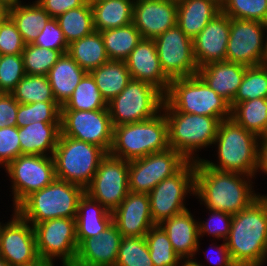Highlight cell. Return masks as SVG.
<instances>
[{
    "instance_id": "1",
    "label": "cell",
    "mask_w": 267,
    "mask_h": 266,
    "mask_svg": "<svg viewBox=\"0 0 267 266\" xmlns=\"http://www.w3.org/2000/svg\"><path fill=\"white\" fill-rule=\"evenodd\" d=\"M253 179L255 180L254 176L219 171L197 161L194 196L206 209L234 215L247 208L261 195L254 190Z\"/></svg>"
},
{
    "instance_id": "2",
    "label": "cell",
    "mask_w": 267,
    "mask_h": 266,
    "mask_svg": "<svg viewBox=\"0 0 267 266\" xmlns=\"http://www.w3.org/2000/svg\"><path fill=\"white\" fill-rule=\"evenodd\" d=\"M226 244L236 266L267 263V194L233 215Z\"/></svg>"
},
{
    "instance_id": "3",
    "label": "cell",
    "mask_w": 267,
    "mask_h": 266,
    "mask_svg": "<svg viewBox=\"0 0 267 266\" xmlns=\"http://www.w3.org/2000/svg\"><path fill=\"white\" fill-rule=\"evenodd\" d=\"M259 137L244 129L232 118L221 120L213 142L218 160L202 158V162L213 169L237 172L254 176L257 166V146Z\"/></svg>"
},
{
    "instance_id": "4",
    "label": "cell",
    "mask_w": 267,
    "mask_h": 266,
    "mask_svg": "<svg viewBox=\"0 0 267 266\" xmlns=\"http://www.w3.org/2000/svg\"><path fill=\"white\" fill-rule=\"evenodd\" d=\"M161 110L168 123L169 148L187 161H201L198 152L213 145L221 121L212 116L176 112L165 102Z\"/></svg>"
},
{
    "instance_id": "5",
    "label": "cell",
    "mask_w": 267,
    "mask_h": 266,
    "mask_svg": "<svg viewBox=\"0 0 267 266\" xmlns=\"http://www.w3.org/2000/svg\"><path fill=\"white\" fill-rule=\"evenodd\" d=\"M168 148V123L161 110L150 119L114 126L109 154L131 161Z\"/></svg>"
},
{
    "instance_id": "6",
    "label": "cell",
    "mask_w": 267,
    "mask_h": 266,
    "mask_svg": "<svg viewBox=\"0 0 267 266\" xmlns=\"http://www.w3.org/2000/svg\"><path fill=\"white\" fill-rule=\"evenodd\" d=\"M84 192L81 186L55 179L27 196L15 211L32 225L54 218H75Z\"/></svg>"
},
{
    "instance_id": "7",
    "label": "cell",
    "mask_w": 267,
    "mask_h": 266,
    "mask_svg": "<svg viewBox=\"0 0 267 266\" xmlns=\"http://www.w3.org/2000/svg\"><path fill=\"white\" fill-rule=\"evenodd\" d=\"M164 102L176 112L212 116L220 121L231 118L230 104L198 74L171 79Z\"/></svg>"
},
{
    "instance_id": "8",
    "label": "cell",
    "mask_w": 267,
    "mask_h": 266,
    "mask_svg": "<svg viewBox=\"0 0 267 266\" xmlns=\"http://www.w3.org/2000/svg\"><path fill=\"white\" fill-rule=\"evenodd\" d=\"M106 155L101 147L60 133L52 155L56 179L76 184L85 190Z\"/></svg>"
},
{
    "instance_id": "9",
    "label": "cell",
    "mask_w": 267,
    "mask_h": 266,
    "mask_svg": "<svg viewBox=\"0 0 267 266\" xmlns=\"http://www.w3.org/2000/svg\"><path fill=\"white\" fill-rule=\"evenodd\" d=\"M163 102L164 94L155 86L132 79L107 103L112 126L150 119L161 111Z\"/></svg>"
},
{
    "instance_id": "10",
    "label": "cell",
    "mask_w": 267,
    "mask_h": 266,
    "mask_svg": "<svg viewBox=\"0 0 267 266\" xmlns=\"http://www.w3.org/2000/svg\"><path fill=\"white\" fill-rule=\"evenodd\" d=\"M194 191L195 162L188 161L177 173L162 180L149 192L153 222L160 224L188 210L186 197L194 196Z\"/></svg>"
},
{
    "instance_id": "11",
    "label": "cell",
    "mask_w": 267,
    "mask_h": 266,
    "mask_svg": "<svg viewBox=\"0 0 267 266\" xmlns=\"http://www.w3.org/2000/svg\"><path fill=\"white\" fill-rule=\"evenodd\" d=\"M4 171L11 182L13 209L31 193L41 190L56 179L52 156L19 155Z\"/></svg>"
},
{
    "instance_id": "12",
    "label": "cell",
    "mask_w": 267,
    "mask_h": 266,
    "mask_svg": "<svg viewBox=\"0 0 267 266\" xmlns=\"http://www.w3.org/2000/svg\"><path fill=\"white\" fill-rule=\"evenodd\" d=\"M39 257L61 266L74 264L78 243L75 218H54L32 225Z\"/></svg>"
},
{
    "instance_id": "13",
    "label": "cell",
    "mask_w": 267,
    "mask_h": 266,
    "mask_svg": "<svg viewBox=\"0 0 267 266\" xmlns=\"http://www.w3.org/2000/svg\"><path fill=\"white\" fill-rule=\"evenodd\" d=\"M61 134L101 147L107 154L113 143V126L108 108L61 110Z\"/></svg>"
},
{
    "instance_id": "14",
    "label": "cell",
    "mask_w": 267,
    "mask_h": 266,
    "mask_svg": "<svg viewBox=\"0 0 267 266\" xmlns=\"http://www.w3.org/2000/svg\"><path fill=\"white\" fill-rule=\"evenodd\" d=\"M266 32V34H265ZM267 24L230 18L225 61L245 66L265 64Z\"/></svg>"
},
{
    "instance_id": "15",
    "label": "cell",
    "mask_w": 267,
    "mask_h": 266,
    "mask_svg": "<svg viewBox=\"0 0 267 266\" xmlns=\"http://www.w3.org/2000/svg\"><path fill=\"white\" fill-rule=\"evenodd\" d=\"M187 162L172 148L129 161V192L149 194L158 183L173 176Z\"/></svg>"
},
{
    "instance_id": "16",
    "label": "cell",
    "mask_w": 267,
    "mask_h": 266,
    "mask_svg": "<svg viewBox=\"0 0 267 266\" xmlns=\"http://www.w3.org/2000/svg\"><path fill=\"white\" fill-rule=\"evenodd\" d=\"M128 172L129 161L108 153L100 161L85 193L113 212L129 193Z\"/></svg>"
},
{
    "instance_id": "17",
    "label": "cell",
    "mask_w": 267,
    "mask_h": 266,
    "mask_svg": "<svg viewBox=\"0 0 267 266\" xmlns=\"http://www.w3.org/2000/svg\"><path fill=\"white\" fill-rule=\"evenodd\" d=\"M153 40L161 67L170 79L198 74L193 40L177 24Z\"/></svg>"
},
{
    "instance_id": "18",
    "label": "cell",
    "mask_w": 267,
    "mask_h": 266,
    "mask_svg": "<svg viewBox=\"0 0 267 266\" xmlns=\"http://www.w3.org/2000/svg\"><path fill=\"white\" fill-rule=\"evenodd\" d=\"M12 218L2 226L0 257L11 266L31 263L39 258L32 224L13 209Z\"/></svg>"
},
{
    "instance_id": "19",
    "label": "cell",
    "mask_w": 267,
    "mask_h": 266,
    "mask_svg": "<svg viewBox=\"0 0 267 266\" xmlns=\"http://www.w3.org/2000/svg\"><path fill=\"white\" fill-rule=\"evenodd\" d=\"M132 22L143 39H154L177 24V0H134Z\"/></svg>"
},
{
    "instance_id": "20",
    "label": "cell",
    "mask_w": 267,
    "mask_h": 266,
    "mask_svg": "<svg viewBox=\"0 0 267 266\" xmlns=\"http://www.w3.org/2000/svg\"><path fill=\"white\" fill-rule=\"evenodd\" d=\"M112 217L122 237H144L156 225L152 220L148 194L129 192L112 212Z\"/></svg>"
},
{
    "instance_id": "21",
    "label": "cell",
    "mask_w": 267,
    "mask_h": 266,
    "mask_svg": "<svg viewBox=\"0 0 267 266\" xmlns=\"http://www.w3.org/2000/svg\"><path fill=\"white\" fill-rule=\"evenodd\" d=\"M230 33V17L219 13L193 39L198 68L212 62L225 61Z\"/></svg>"
},
{
    "instance_id": "22",
    "label": "cell",
    "mask_w": 267,
    "mask_h": 266,
    "mask_svg": "<svg viewBox=\"0 0 267 266\" xmlns=\"http://www.w3.org/2000/svg\"><path fill=\"white\" fill-rule=\"evenodd\" d=\"M132 79L152 84L163 94L171 79L164 73L153 39H141L125 60Z\"/></svg>"
},
{
    "instance_id": "23",
    "label": "cell",
    "mask_w": 267,
    "mask_h": 266,
    "mask_svg": "<svg viewBox=\"0 0 267 266\" xmlns=\"http://www.w3.org/2000/svg\"><path fill=\"white\" fill-rule=\"evenodd\" d=\"M122 235L112 222L101 234L84 239L72 266H115Z\"/></svg>"
},
{
    "instance_id": "24",
    "label": "cell",
    "mask_w": 267,
    "mask_h": 266,
    "mask_svg": "<svg viewBox=\"0 0 267 266\" xmlns=\"http://www.w3.org/2000/svg\"><path fill=\"white\" fill-rule=\"evenodd\" d=\"M198 221L199 218L194 219V215L188 209L159 224L182 260H193L200 252Z\"/></svg>"
},
{
    "instance_id": "25",
    "label": "cell",
    "mask_w": 267,
    "mask_h": 266,
    "mask_svg": "<svg viewBox=\"0 0 267 266\" xmlns=\"http://www.w3.org/2000/svg\"><path fill=\"white\" fill-rule=\"evenodd\" d=\"M247 67L227 61L212 62L199 68L198 75L211 89L231 104Z\"/></svg>"
},
{
    "instance_id": "26",
    "label": "cell",
    "mask_w": 267,
    "mask_h": 266,
    "mask_svg": "<svg viewBox=\"0 0 267 266\" xmlns=\"http://www.w3.org/2000/svg\"><path fill=\"white\" fill-rule=\"evenodd\" d=\"M219 13V0H177V25L192 40Z\"/></svg>"
},
{
    "instance_id": "27",
    "label": "cell",
    "mask_w": 267,
    "mask_h": 266,
    "mask_svg": "<svg viewBox=\"0 0 267 266\" xmlns=\"http://www.w3.org/2000/svg\"><path fill=\"white\" fill-rule=\"evenodd\" d=\"M60 133V123L33 122L18 127L22 155L52 156Z\"/></svg>"
},
{
    "instance_id": "28",
    "label": "cell",
    "mask_w": 267,
    "mask_h": 266,
    "mask_svg": "<svg viewBox=\"0 0 267 266\" xmlns=\"http://www.w3.org/2000/svg\"><path fill=\"white\" fill-rule=\"evenodd\" d=\"M75 221L79 245L84 239L101 234L113 222V217L112 212L84 192L78 201Z\"/></svg>"
},
{
    "instance_id": "29",
    "label": "cell",
    "mask_w": 267,
    "mask_h": 266,
    "mask_svg": "<svg viewBox=\"0 0 267 266\" xmlns=\"http://www.w3.org/2000/svg\"><path fill=\"white\" fill-rule=\"evenodd\" d=\"M87 72L68 54H62L47 77L52 87L55 101L63 106Z\"/></svg>"
},
{
    "instance_id": "30",
    "label": "cell",
    "mask_w": 267,
    "mask_h": 266,
    "mask_svg": "<svg viewBox=\"0 0 267 266\" xmlns=\"http://www.w3.org/2000/svg\"><path fill=\"white\" fill-rule=\"evenodd\" d=\"M134 0H104L92 5L95 31L114 29L132 23Z\"/></svg>"
},
{
    "instance_id": "31",
    "label": "cell",
    "mask_w": 267,
    "mask_h": 266,
    "mask_svg": "<svg viewBox=\"0 0 267 266\" xmlns=\"http://www.w3.org/2000/svg\"><path fill=\"white\" fill-rule=\"evenodd\" d=\"M7 15L15 23L26 45L34 43L40 31L51 18L36 1L27 4L25 1V3L8 10Z\"/></svg>"
},
{
    "instance_id": "32",
    "label": "cell",
    "mask_w": 267,
    "mask_h": 266,
    "mask_svg": "<svg viewBox=\"0 0 267 266\" xmlns=\"http://www.w3.org/2000/svg\"><path fill=\"white\" fill-rule=\"evenodd\" d=\"M90 74L95 79L96 85L107 103L120 94L132 80L125 61L109 60L93 69Z\"/></svg>"
},
{
    "instance_id": "33",
    "label": "cell",
    "mask_w": 267,
    "mask_h": 266,
    "mask_svg": "<svg viewBox=\"0 0 267 266\" xmlns=\"http://www.w3.org/2000/svg\"><path fill=\"white\" fill-rule=\"evenodd\" d=\"M67 53L88 73L109 61L102 35L95 30L70 43Z\"/></svg>"
},
{
    "instance_id": "34",
    "label": "cell",
    "mask_w": 267,
    "mask_h": 266,
    "mask_svg": "<svg viewBox=\"0 0 267 266\" xmlns=\"http://www.w3.org/2000/svg\"><path fill=\"white\" fill-rule=\"evenodd\" d=\"M100 33L109 60L125 61L142 39L133 22Z\"/></svg>"
},
{
    "instance_id": "35",
    "label": "cell",
    "mask_w": 267,
    "mask_h": 266,
    "mask_svg": "<svg viewBox=\"0 0 267 266\" xmlns=\"http://www.w3.org/2000/svg\"><path fill=\"white\" fill-rule=\"evenodd\" d=\"M231 118L244 129L261 137L267 128V98L236 104L231 109Z\"/></svg>"
},
{
    "instance_id": "36",
    "label": "cell",
    "mask_w": 267,
    "mask_h": 266,
    "mask_svg": "<svg viewBox=\"0 0 267 266\" xmlns=\"http://www.w3.org/2000/svg\"><path fill=\"white\" fill-rule=\"evenodd\" d=\"M56 20L68 45L94 31L92 7L87 4L68 10Z\"/></svg>"
},
{
    "instance_id": "37",
    "label": "cell",
    "mask_w": 267,
    "mask_h": 266,
    "mask_svg": "<svg viewBox=\"0 0 267 266\" xmlns=\"http://www.w3.org/2000/svg\"><path fill=\"white\" fill-rule=\"evenodd\" d=\"M107 108V102L102 97L96 81L90 73H86L74 89L68 101L61 110H98Z\"/></svg>"
},
{
    "instance_id": "38",
    "label": "cell",
    "mask_w": 267,
    "mask_h": 266,
    "mask_svg": "<svg viewBox=\"0 0 267 266\" xmlns=\"http://www.w3.org/2000/svg\"><path fill=\"white\" fill-rule=\"evenodd\" d=\"M11 94L22 104L56 102L47 76L26 74Z\"/></svg>"
},
{
    "instance_id": "39",
    "label": "cell",
    "mask_w": 267,
    "mask_h": 266,
    "mask_svg": "<svg viewBox=\"0 0 267 266\" xmlns=\"http://www.w3.org/2000/svg\"><path fill=\"white\" fill-rule=\"evenodd\" d=\"M150 258L154 266H180L181 257L175 252L167 233L156 224L145 235Z\"/></svg>"
},
{
    "instance_id": "40",
    "label": "cell",
    "mask_w": 267,
    "mask_h": 266,
    "mask_svg": "<svg viewBox=\"0 0 267 266\" xmlns=\"http://www.w3.org/2000/svg\"><path fill=\"white\" fill-rule=\"evenodd\" d=\"M267 98V64L246 68L243 80L230 104L232 109L245 100Z\"/></svg>"
},
{
    "instance_id": "41",
    "label": "cell",
    "mask_w": 267,
    "mask_h": 266,
    "mask_svg": "<svg viewBox=\"0 0 267 266\" xmlns=\"http://www.w3.org/2000/svg\"><path fill=\"white\" fill-rule=\"evenodd\" d=\"M21 55L26 74L47 76L62 53L59 50L27 44Z\"/></svg>"
},
{
    "instance_id": "42",
    "label": "cell",
    "mask_w": 267,
    "mask_h": 266,
    "mask_svg": "<svg viewBox=\"0 0 267 266\" xmlns=\"http://www.w3.org/2000/svg\"><path fill=\"white\" fill-rule=\"evenodd\" d=\"M61 106L57 102L19 104L16 126L24 127L33 122L60 123Z\"/></svg>"
},
{
    "instance_id": "43",
    "label": "cell",
    "mask_w": 267,
    "mask_h": 266,
    "mask_svg": "<svg viewBox=\"0 0 267 266\" xmlns=\"http://www.w3.org/2000/svg\"><path fill=\"white\" fill-rule=\"evenodd\" d=\"M115 266H154L144 237H122Z\"/></svg>"
},
{
    "instance_id": "44",
    "label": "cell",
    "mask_w": 267,
    "mask_h": 266,
    "mask_svg": "<svg viewBox=\"0 0 267 266\" xmlns=\"http://www.w3.org/2000/svg\"><path fill=\"white\" fill-rule=\"evenodd\" d=\"M221 12L230 18L267 24V0H222Z\"/></svg>"
},
{
    "instance_id": "45",
    "label": "cell",
    "mask_w": 267,
    "mask_h": 266,
    "mask_svg": "<svg viewBox=\"0 0 267 266\" xmlns=\"http://www.w3.org/2000/svg\"><path fill=\"white\" fill-rule=\"evenodd\" d=\"M26 75L22 55H2L0 61V93H11Z\"/></svg>"
},
{
    "instance_id": "46",
    "label": "cell",
    "mask_w": 267,
    "mask_h": 266,
    "mask_svg": "<svg viewBox=\"0 0 267 266\" xmlns=\"http://www.w3.org/2000/svg\"><path fill=\"white\" fill-rule=\"evenodd\" d=\"M209 218L198 221L199 238L212 236L213 240L226 241L229 236L233 215L223 211L207 209Z\"/></svg>"
},
{
    "instance_id": "47",
    "label": "cell",
    "mask_w": 267,
    "mask_h": 266,
    "mask_svg": "<svg viewBox=\"0 0 267 266\" xmlns=\"http://www.w3.org/2000/svg\"><path fill=\"white\" fill-rule=\"evenodd\" d=\"M26 44L15 23L6 15L0 22V53L2 55L22 54Z\"/></svg>"
},
{
    "instance_id": "48",
    "label": "cell",
    "mask_w": 267,
    "mask_h": 266,
    "mask_svg": "<svg viewBox=\"0 0 267 266\" xmlns=\"http://www.w3.org/2000/svg\"><path fill=\"white\" fill-rule=\"evenodd\" d=\"M21 153L18 127L0 128V168L7 167Z\"/></svg>"
},
{
    "instance_id": "49",
    "label": "cell",
    "mask_w": 267,
    "mask_h": 266,
    "mask_svg": "<svg viewBox=\"0 0 267 266\" xmlns=\"http://www.w3.org/2000/svg\"><path fill=\"white\" fill-rule=\"evenodd\" d=\"M38 47L67 53L68 44L56 18H50L33 43Z\"/></svg>"
},
{
    "instance_id": "50",
    "label": "cell",
    "mask_w": 267,
    "mask_h": 266,
    "mask_svg": "<svg viewBox=\"0 0 267 266\" xmlns=\"http://www.w3.org/2000/svg\"><path fill=\"white\" fill-rule=\"evenodd\" d=\"M19 104L11 93H0V128L16 126Z\"/></svg>"
},
{
    "instance_id": "51",
    "label": "cell",
    "mask_w": 267,
    "mask_h": 266,
    "mask_svg": "<svg viewBox=\"0 0 267 266\" xmlns=\"http://www.w3.org/2000/svg\"><path fill=\"white\" fill-rule=\"evenodd\" d=\"M213 245V246H212ZM216 245V246H215ZM216 250L214 252V249ZM210 251V253L208 252ZM208 250L205 251V258L206 261L209 262L213 266H236L230 256L226 241H223L222 244L217 245V243H212ZM212 251L215 253H212ZM208 253V254H207ZM207 254V255H206ZM213 254V255H210ZM210 255V256H209ZM217 256V258H215ZM197 257L193 259V261L198 264L199 266H205V264L201 263L200 261L198 262V259L196 260ZM214 260V261H213ZM207 266V264H206ZM210 266V265H209Z\"/></svg>"
},
{
    "instance_id": "52",
    "label": "cell",
    "mask_w": 267,
    "mask_h": 266,
    "mask_svg": "<svg viewBox=\"0 0 267 266\" xmlns=\"http://www.w3.org/2000/svg\"><path fill=\"white\" fill-rule=\"evenodd\" d=\"M51 18L66 13L70 9H75L83 6L84 0H35Z\"/></svg>"
},
{
    "instance_id": "53",
    "label": "cell",
    "mask_w": 267,
    "mask_h": 266,
    "mask_svg": "<svg viewBox=\"0 0 267 266\" xmlns=\"http://www.w3.org/2000/svg\"><path fill=\"white\" fill-rule=\"evenodd\" d=\"M267 175V139L259 137L258 146H257V166L255 176L257 174Z\"/></svg>"
},
{
    "instance_id": "54",
    "label": "cell",
    "mask_w": 267,
    "mask_h": 266,
    "mask_svg": "<svg viewBox=\"0 0 267 266\" xmlns=\"http://www.w3.org/2000/svg\"><path fill=\"white\" fill-rule=\"evenodd\" d=\"M23 3V0H0V6H2L6 11L15 8Z\"/></svg>"
},
{
    "instance_id": "55",
    "label": "cell",
    "mask_w": 267,
    "mask_h": 266,
    "mask_svg": "<svg viewBox=\"0 0 267 266\" xmlns=\"http://www.w3.org/2000/svg\"><path fill=\"white\" fill-rule=\"evenodd\" d=\"M55 264L56 263H54L53 261L39 257L38 259H36L35 261L31 263L19 265V266H55Z\"/></svg>"
},
{
    "instance_id": "56",
    "label": "cell",
    "mask_w": 267,
    "mask_h": 266,
    "mask_svg": "<svg viewBox=\"0 0 267 266\" xmlns=\"http://www.w3.org/2000/svg\"><path fill=\"white\" fill-rule=\"evenodd\" d=\"M180 266H199L193 260H183Z\"/></svg>"
},
{
    "instance_id": "57",
    "label": "cell",
    "mask_w": 267,
    "mask_h": 266,
    "mask_svg": "<svg viewBox=\"0 0 267 266\" xmlns=\"http://www.w3.org/2000/svg\"><path fill=\"white\" fill-rule=\"evenodd\" d=\"M7 15V11L0 6V22L4 19V17Z\"/></svg>"
},
{
    "instance_id": "58",
    "label": "cell",
    "mask_w": 267,
    "mask_h": 266,
    "mask_svg": "<svg viewBox=\"0 0 267 266\" xmlns=\"http://www.w3.org/2000/svg\"><path fill=\"white\" fill-rule=\"evenodd\" d=\"M101 1H104V0H84V3L89 5V6H92L98 2H101Z\"/></svg>"
},
{
    "instance_id": "59",
    "label": "cell",
    "mask_w": 267,
    "mask_h": 266,
    "mask_svg": "<svg viewBox=\"0 0 267 266\" xmlns=\"http://www.w3.org/2000/svg\"><path fill=\"white\" fill-rule=\"evenodd\" d=\"M0 266H11L5 259L0 257Z\"/></svg>"
},
{
    "instance_id": "60",
    "label": "cell",
    "mask_w": 267,
    "mask_h": 266,
    "mask_svg": "<svg viewBox=\"0 0 267 266\" xmlns=\"http://www.w3.org/2000/svg\"><path fill=\"white\" fill-rule=\"evenodd\" d=\"M261 138H265V139H267V128H266L264 134L261 136Z\"/></svg>"
},
{
    "instance_id": "61",
    "label": "cell",
    "mask_w": 267,
    "mask_h": 266,
    "mask_svg": "<svg viewBox=\"0 0 267 266\" xmlns=\"http://www.w3.org/2000/svg\"><path fill=\"white\" fill-rule=\"evenodd\" d=\"M4 225L3 221L0 222V236H1V231H2V226Z\"/></svg>"
},
{
    "instance_id": "62",
    "label": "cell",
    "mask_w": 267,
    "mask_h": 266,
    "mask_svg": "<svg viewBox=\"0 0 267 266\" xmlns=\"http://www.w3.org/2000/svg\"><path fill=\"white\" fill-rule=\"evenodd\" d=\"M267 37V36H266ZM265 59H267V43H266V54H265Z\"/></svg>"
}]
</instances>
